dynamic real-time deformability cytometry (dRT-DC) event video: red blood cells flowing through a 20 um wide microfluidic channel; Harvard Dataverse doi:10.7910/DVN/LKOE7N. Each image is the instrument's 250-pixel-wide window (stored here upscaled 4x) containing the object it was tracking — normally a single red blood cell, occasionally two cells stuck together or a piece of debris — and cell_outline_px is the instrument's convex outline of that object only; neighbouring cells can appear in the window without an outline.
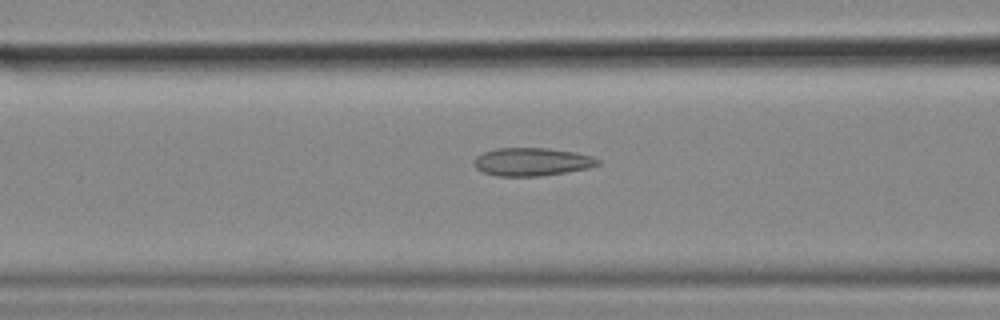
{"species": "common noctule bat (a hibernating species)", "species_latin": "Nyctalus noctula", "temperature_condition": "cold", "stored_images_in_passage": 37, "camera_frame_rate_fps": 3000, "um_per_image_px": 0.085, "animal": {"sex": "female", "body_mass_g": 18.4}, "frame": {"image": 1, "passage_image": 13, "time_ms": 4.0, "image_size_px": [1000, 320], "cell_outline_px": [[600, 164], [588, 168], [540, 176], [496, 176], [484, 172], [476, 168], [472, 164], [476, 156], [484, 152], [496, 148], [548, 148], [576, 152], [592, 156], [600, 160]], "centroid_in_image_um": [45.2, 13.75], "position_along_channel_um": 121.4, "area_um2": 20.29}}
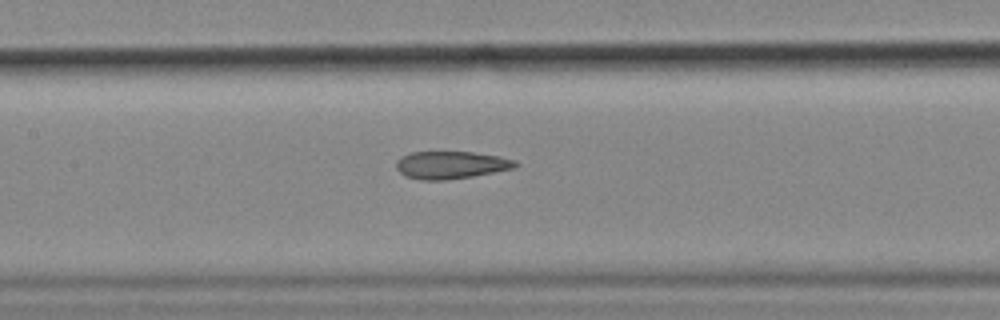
{"frame": {"image": 2, "passage_image": 17, "time_ms": 5.333, "image_size_px": [1000, 320], "cell_outline_px": [[520, 164], [516, 168], [472, 176], [444, 180], [424, 180], [408, 176], [400, 172], [396, 168], [396, 160], [400, 156], [412, 152], [472, 152], [500, 156], [516, 160]], "centroid_in_image_um": [38.37, 14.01], "position_along_channel_um": 169.0, "area_um2": 19.13}}
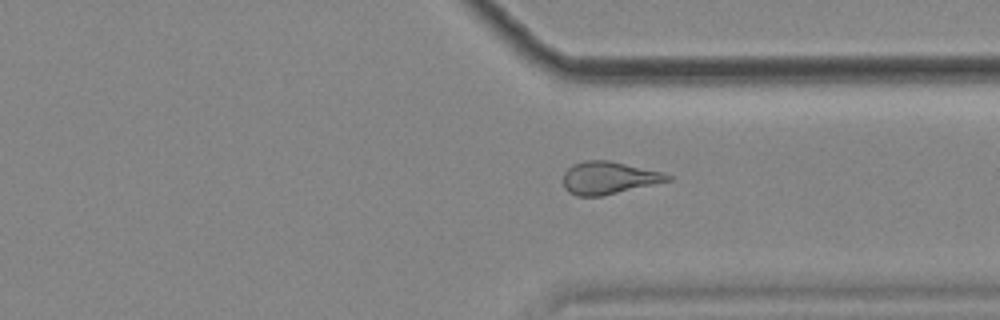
{"frame": {"image": 3, "passage_image": 33, "time_ms": 10.667, "image_size_px": [1000, 320], "cell_outline_px": [[672, 180], [600, 196], [576, 196], [568, 192], [564, 188], [564, 172], [572, 164], [584, 160], [608, 160], [664, 172], [672, 176]], "centroid_in_image_um": [51.73, 15.11], "position_along_channel_um": 359.7, "area_um2": 19.77}}